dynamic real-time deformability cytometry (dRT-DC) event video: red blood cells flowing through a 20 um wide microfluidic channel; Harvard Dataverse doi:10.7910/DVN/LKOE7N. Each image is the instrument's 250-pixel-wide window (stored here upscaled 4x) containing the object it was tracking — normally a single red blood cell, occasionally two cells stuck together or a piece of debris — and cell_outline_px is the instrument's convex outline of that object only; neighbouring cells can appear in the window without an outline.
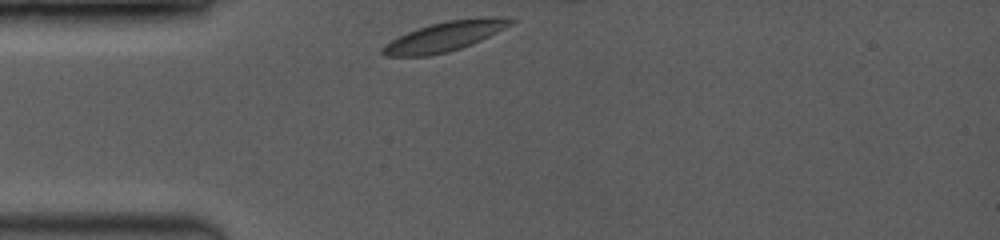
{"species": "common noctule bat (a hibernating species)", "species_latin": "Nyctalus noctula", "temperature_condition": "room temperature", "stored_images_in_passage": 16, "segment_of_instrument_passage": [1, 2], "camera_frame_rate_fps": 3500, "um_per_image_px": 0.085, "animal": {"sex": "female", "body_mass_g": 19.0, "forearm_length_mm": 53.3}, "frame": {"image": 1, "passage_image": 1, "time_ms": 0.0, "image_size_px": [1000, 240], "cell_outline_px": [[516, 20], [512, 24], [472, 44], [448, 52], [428, 56], [384, 56], [380, 52], [380, 48], [384, 44], [408, 32], [432, 24], [448, 20], [492, 16], [508, 16]], "centroid_in_image_um": [37.82, 3.09], "position_along_channel_um": 47.2, "area_um2": 22.02}}
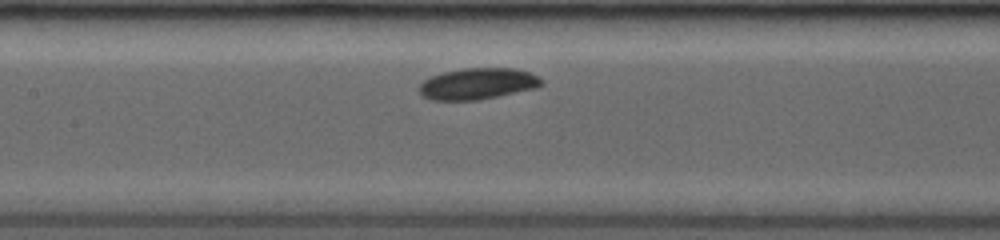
{"frame": {"image": 2, "passage_image": 8, "time_ms": 3.429, "image_size_px": [1000, 240], "cell_outline_px": [[544, 84], [536, 88], [476, 100], [432, 100], [420, 96], [416, 88], [424, 80], [432, 76], [444, 72], [464, 68], [516, 68], [540, 76], [544, 80]], "centroid_in_image_um": [40.59, 7.11], "position_along_channel_um": 166.8, "area_um2": 22.48}}
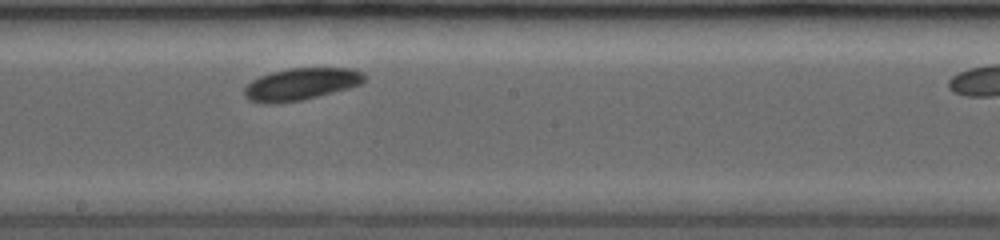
{"frame": {"image": 3, "passage_image": 12, "time_ms": 4.857, "image_size_px": [1000, 240], "cell_outline_px": [[364, 80], [360, 84], [348, 88], [300, 100], [276, 104], [264, 104], [248, 100], [244, 96], [244, 88], [252, 80], [260, 76], [272, 72], [288, 68], [348, 68], [364, 72]], "centroid_in_image_um": [25.53, 7.15], "position_along_channel_um": 222.7, "area_um2": 22.31}}